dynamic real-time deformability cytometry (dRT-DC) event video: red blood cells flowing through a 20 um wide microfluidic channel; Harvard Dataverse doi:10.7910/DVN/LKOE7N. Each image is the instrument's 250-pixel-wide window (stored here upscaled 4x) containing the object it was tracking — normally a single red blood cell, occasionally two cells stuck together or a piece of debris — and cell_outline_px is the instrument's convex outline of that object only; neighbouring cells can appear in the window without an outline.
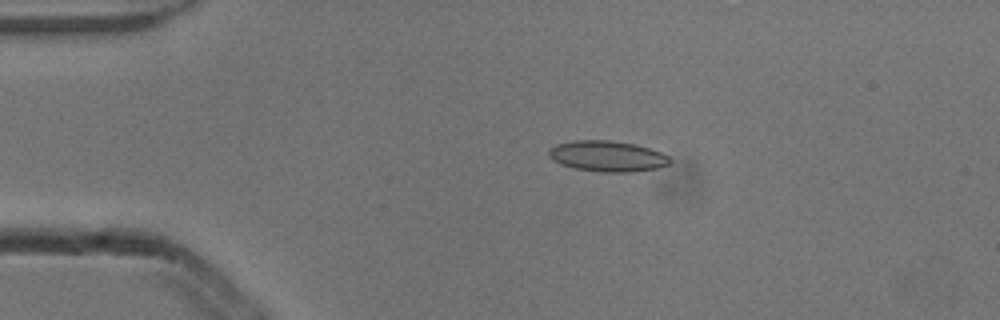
{"species": "common noctule bat (a hibernating species)", "species_latin": "Nyctalus noctula", "temperature_condition": "cold", "stored_images_in_passage": 4, "camera_frame_rate_fps": 3000, "um_per_image_px": 0.085, "animal": {"sex": "male", "body_mass_g": 13.3}, "frame": {"image": 1, "passage_image": 3, "time_ms": 0.667, "image_size_px": [1000, 320], "cell_outline_px": [[672, 160], [668, 164], [656, 168], [632, 172], [604, 172], [572, 168], [560, 164], [552, 160], [548, 156], [548, 152], [556, 144], [572, 140], [608, 140], [636, 144], [660, 152], [668, 156]], "centroid_in_image_um": [51.59, 13.27], "position_along_channel_um": 33.4, "area_um2": 21.73}}